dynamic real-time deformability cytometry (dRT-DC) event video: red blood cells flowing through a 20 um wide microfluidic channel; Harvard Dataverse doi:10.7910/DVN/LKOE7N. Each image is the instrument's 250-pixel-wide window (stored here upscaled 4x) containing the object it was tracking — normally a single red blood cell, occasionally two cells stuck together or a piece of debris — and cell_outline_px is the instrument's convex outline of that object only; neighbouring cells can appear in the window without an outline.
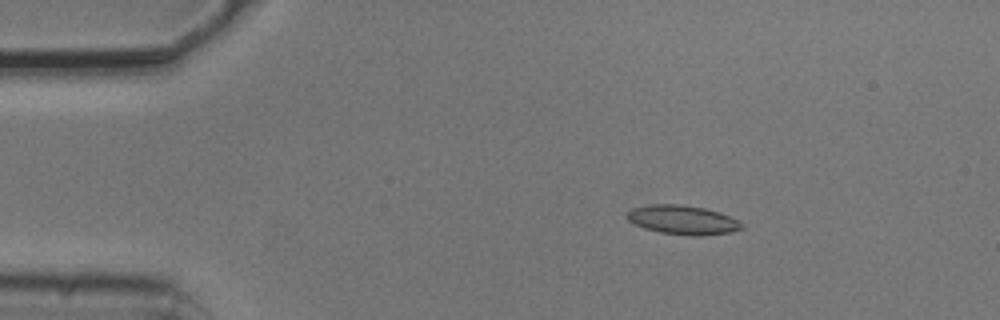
{"species": "common noctule bat (a hibernating species)", "species_latin": "Nyctalus noctula", "temperature_condition": "cold", "stored_images_in_passage": 4, "camera_frame_rate_fps": 3000, "um_per_image_px": 0.085, "animal": {"sex": "male", "body_mass_g": 20.5, "forearm_length_mm": 52.5}, "frame": {"image": 1, "passage_image": 2, "time_ms": 0.333, "image_size_px": [1000, 320], "cell_outline_px": [[744, 228], [732, 232], [700, 236], [692, 236], [660, 232], [644, 228], [628, 220], [624, 216], [632, 208], [652, 204], [680, 204], [704, 208], [720, 212], [744, 224]], "centroid_in_image_um": [58.03, 18.69], "position_along_channel_um": 27.0, "area_um2": 19.48}}
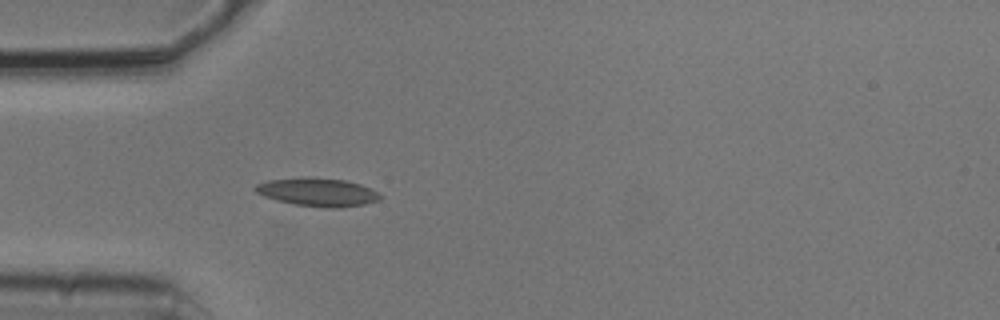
{"frame": {"image": 2, "passage_image": 4, "time_ms": 1.0, "image_size_px": [1000, 320], "cell_outline_px": [[380, 200], [364, 204], [340, 208], [332, 208], [296, 204], [276, 200], [264, 196], [256, 192], [252, 188], [256, 184], [268, 180], [308, 176], [312, 176], [344, 180], [360, 184], [376, 192], [380, 196]], "centroid_in_image_um": [26.96, 16.31], "position_along_channel_um": 58.0, "area_um2": 20.52}}